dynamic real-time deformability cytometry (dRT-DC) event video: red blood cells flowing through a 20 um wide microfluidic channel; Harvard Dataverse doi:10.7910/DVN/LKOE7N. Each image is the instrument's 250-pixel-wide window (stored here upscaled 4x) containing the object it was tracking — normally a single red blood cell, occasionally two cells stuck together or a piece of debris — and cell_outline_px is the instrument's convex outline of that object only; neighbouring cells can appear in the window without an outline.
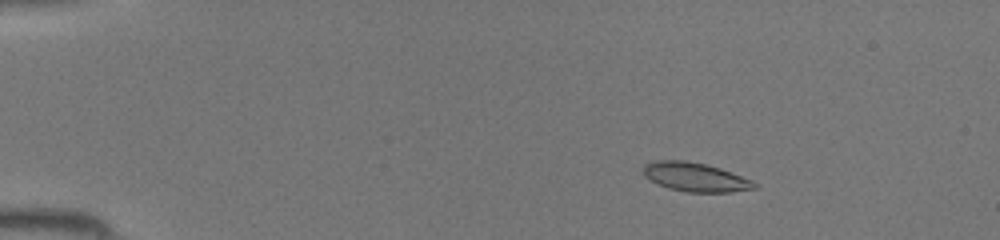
{"species": "common noctule bat (a hibernating species)", "species_latin": "Nyctalus noctula", "temperature_condition": "room temperature", "stored_images_in_passage": 46, "camera_frame_rate_fps": 3000, "um_per_image_px": 0.085, "animal": {"sex": "female", "body_mass_g": 19.5, "forearm_length_mm": 54.1}, "frame": {"image": 1, "passage_image": 8, "time_ms": 2.333, "image_size_px": [1000, 240], "cell_outline_px": [[756, 188], [732, 192], [688, 192], [668, 188], [644, 176], [644, 164], [656, 160], [684, 160], [704, 164], [720, 168], [752, 180], [756, 184]], "centroid_in_image_um": [59.1, 15.05], "position_along_channel_um": 25.9, "area_um2": 18.5}}
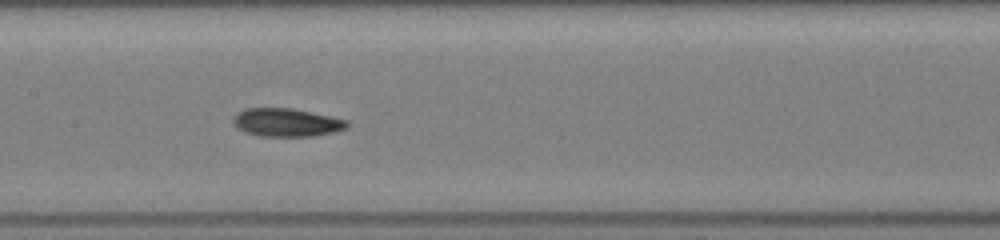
{"frame": {"image": 2, "passage_image": 24, "time_ms": 7.667, "image_size_px": [1000, 240], "cell_outline_px": [[348, 128], [332, 132], [312, 136], [260, 136], [244, 132], [236, 128], [232, 124], [232, 116], [236, 112], [244, 108], [292, 108], [348, 120]], "centroid_in_image_um": [24.28, 10.4], "position_along_channel_um": 183.1, "area_um2": 18.9}}
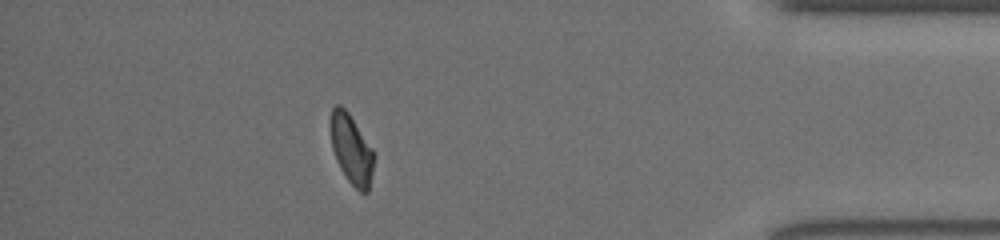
{"frame": {"image": 3, "passage_image": 41, "time_ms": 13.333, "image_size_px": [1000, 240], "cell_outline_px": [[376, 156], [368, 192], [360, 192], [348, 180], [340, 168], [336, 160], [332, 148], [328, 128], [328, 120], [332, 108], [336, 104], [340, 104], [348, 112], [372, 148]], "centroid_in_image_um": [29.84, 12.64], "position_along_channel_um": 405.4, "area_um2": 17.98}}